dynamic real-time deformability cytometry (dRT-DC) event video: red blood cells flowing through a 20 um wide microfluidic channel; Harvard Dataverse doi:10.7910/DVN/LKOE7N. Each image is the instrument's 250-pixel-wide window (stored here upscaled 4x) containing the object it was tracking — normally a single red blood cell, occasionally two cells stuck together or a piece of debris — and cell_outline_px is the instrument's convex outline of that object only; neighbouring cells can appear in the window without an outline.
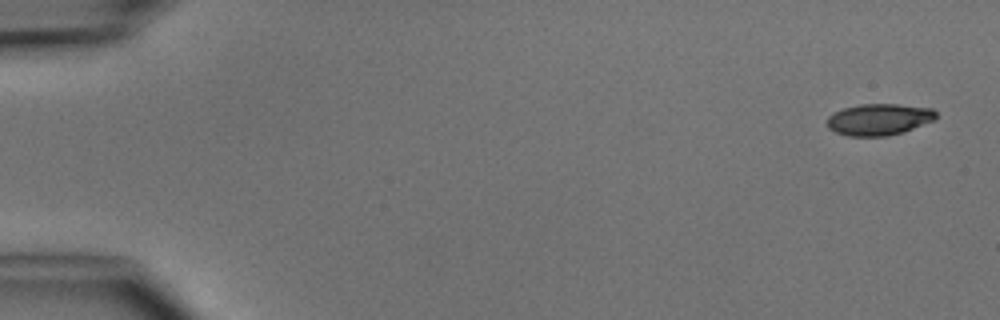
{"species": "common noctule bat (a hibernating species)", "species_latin": "Nyctalus noctula", "temperature_condition": "cold", "stored_images_in_passage": 4, "camera_frame_rate_fps": 3000, "um_per_image_px": 0.085, "animal": {"sex": "male", "body_mass_g": 15.6}, "frame": {"image": 1, "passage_image": 1, "time_ms": 0.0, "image_size_px": [1000, 320], "cell_outline_px": [[936, 120], [904, 132], [888, 136], [848, 136], [836, 132], [828, 128], [828, 116], [832, 112], [844, 108], [860, 104], [900, 104], [932, 108], [936, 112]], "centroid_in_image_um": [74.74, 10.15], "position_along_channel_um": 10.3, "area_um2": 20.23}}
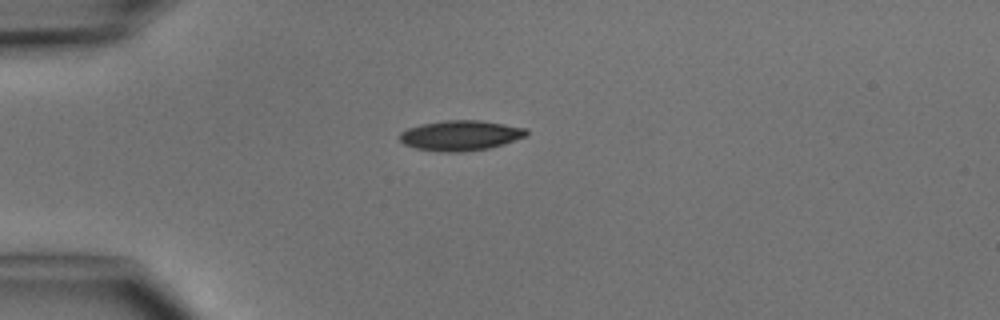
{"frame": {"image": 2, "passage_image": 4, "time_ms": 3.667, "image_size_px": [1000, 320], "cell_outline_px": [[528, 136], [504, 144], [488, 148], [464, 152], [444, 152], [416, 148], [404, 144], [400, 140], [400, 132], [408, 128], [420, 124], [444, 120], [480, 120], [528, 128]], "centroid_in_image_um": [39.17, 11.51], "position_along_channel_um": 45.8, "area_um2": 22.43}}